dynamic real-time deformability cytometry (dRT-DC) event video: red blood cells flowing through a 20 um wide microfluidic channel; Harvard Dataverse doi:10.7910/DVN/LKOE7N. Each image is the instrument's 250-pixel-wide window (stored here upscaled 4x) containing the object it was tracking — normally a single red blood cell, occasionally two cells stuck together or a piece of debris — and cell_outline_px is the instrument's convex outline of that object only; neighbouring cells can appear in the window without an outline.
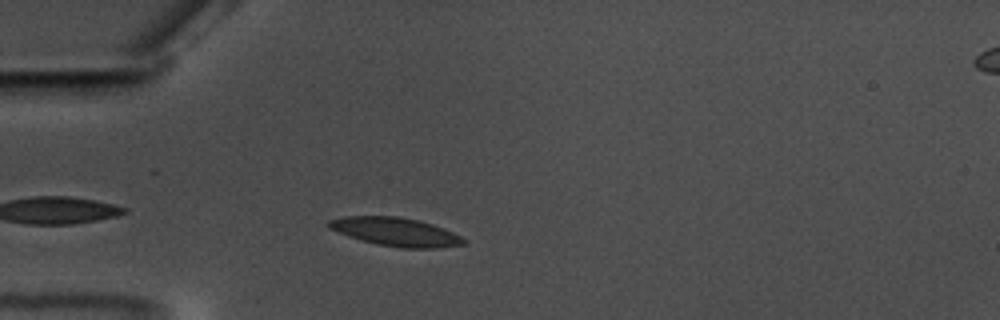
{"species": "common noctule bat (a hibernating species)", "species_latin": "Nyctalus noctula", "temperature_condition": "warm", "stored_images_in_passage": 30, "camera_frame_rate_fps": 3000, "um_per_image_px": 0.085, "animal": {"sex": "male", "body_mass_g": 17.5, "forearm_length_mm": 52.3}, "frame": {"image": 1, "passage_image": 4, "time_ms": 1.0, "image_size_px": [1000, 320], "cell_outline_px": [[468, 240], [464, 244], [440, 248], [404, 248], [376, 244], [348, 236], [328, 228], [328, 220], [344, 216], [400, 216], [420, 220], [444, 228]], "centroid_in_image_um": [33.65, 19.7], "position_along_channel_um": 51.4, "area_um2": 22.48}}
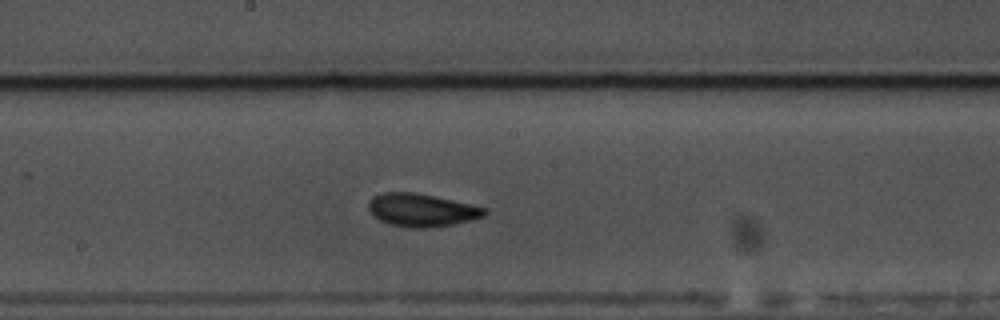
{"frame": {"image": 2, "passage_image": 19, "time_ms": 6.0, "image_size_px": [1000, 320], "cell_outline_px": [[488, 212], [484, 216], [472, 220], [452, 224], [428, 228], [412, 228], [388, 224], [372, 216], [368, 208], [368, 200], [372, 196], [384, 192], [416, 192], [488, 208]], "centroid_in_image_um": [35.81, 17.85], "position_along_channel_um": 212.4, "area_um2": 22.48}}
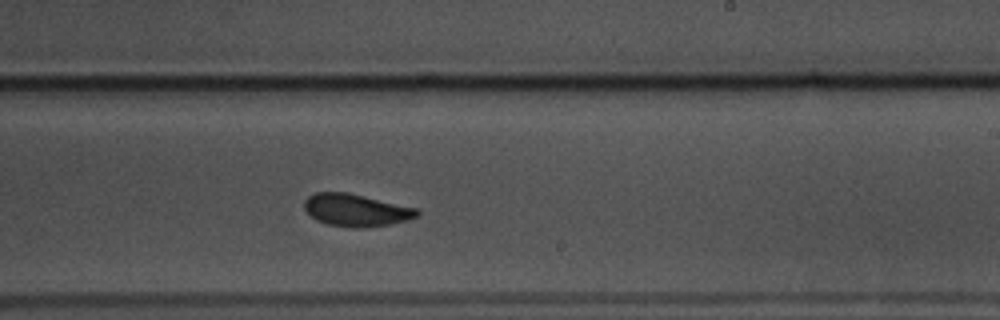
{"frame": {"image": 3, "passage_image": 23, "time_ms": 7.333, "image_size_px": [1000, 320], "cell_outline_px": [[420, 216], [408, 220], [392, 224], [360, 228], [352, 228], [328, 224], [316, 220], [304, 208], [304, 200], [308, 196], [316, 192], [348, 192], [416, 208], [420, 212]], "centroid_in_image_um": [30.28, 17.86], "position_along_channel_um": 258.7, "area_um2": 21.33}}